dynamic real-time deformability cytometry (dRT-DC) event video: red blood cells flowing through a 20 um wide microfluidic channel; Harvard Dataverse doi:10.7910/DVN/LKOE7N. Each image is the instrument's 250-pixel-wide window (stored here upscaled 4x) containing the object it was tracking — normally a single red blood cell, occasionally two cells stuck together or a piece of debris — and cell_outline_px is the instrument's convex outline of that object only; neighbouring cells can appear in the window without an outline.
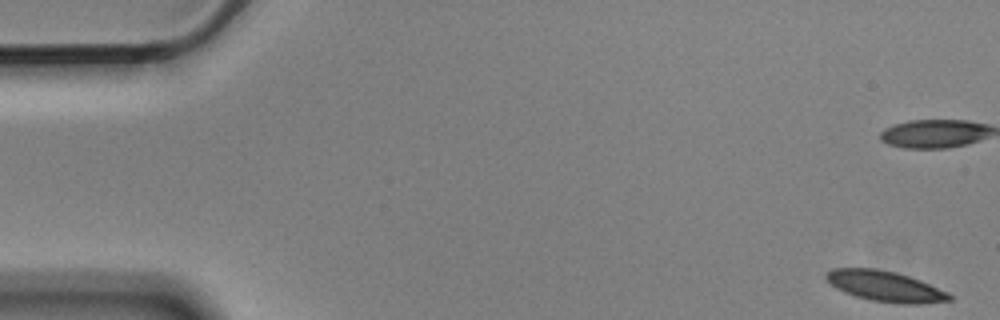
{"species": "Egyptian fruit bat (a non-hibernating species)", "species_latin": "Rousettus aegyptiacus", "temperature_condition": "cold", "stored_images_in_passage": 6, "camera_frame_rate_fps": 3000, "um_per_image_px": 0.085, "animal": {"sex": "male"}, "frame": {"image": 1, "passage_image": 1, "time_ms": 0.0, "image_size_px": [1000, 320], "cell_outline_px": [[952, 300], [920, 304], [900, 304], [872, 300], [856, 296], [844, 292], [836, 288], [824, 276], [832, 268], [876, 268], [896, 272], [920, 280], [948, 292], [952, 296]], "centroid_in_image_um": [75.26, 24.33], "position_along_channel_um": 9.7, "area_um2": 21.85}}
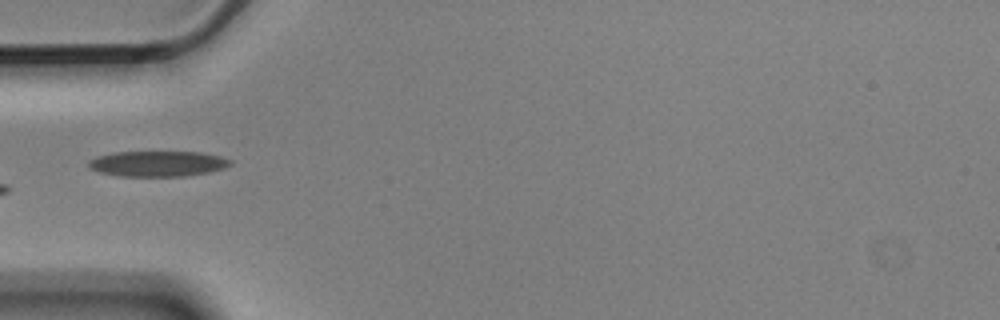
{"frame": {"image": 2, "passage_image": 6, "time_ms": 1.667, "image_size_px": [1000, 320], "cell_outline_px": [[232, 164], [224, 168], [208, 172], [184, 176], [120, 176], [100, 172], [88, 168], [88, 160], [96, 156], [112, 152], [200, 152], [220, 156], [232, 160]], "centroid_in_image_um": [13.38, 13.91], "position_along_channel_um": 71.6, "area_um2": 21.15}}